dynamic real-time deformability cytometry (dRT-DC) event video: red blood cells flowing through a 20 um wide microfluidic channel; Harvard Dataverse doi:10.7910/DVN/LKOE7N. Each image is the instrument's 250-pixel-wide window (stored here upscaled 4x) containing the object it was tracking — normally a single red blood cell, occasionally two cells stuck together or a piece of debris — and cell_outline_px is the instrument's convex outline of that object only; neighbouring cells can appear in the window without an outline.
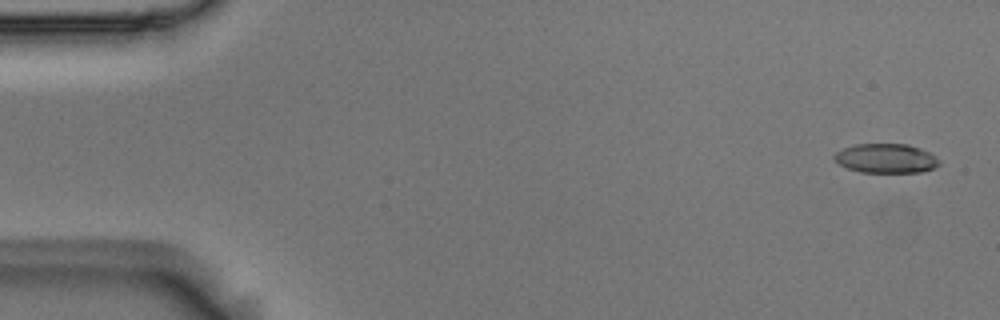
{"species": "Egyptian fruit bat (a non-hibernating species)", "species_latin": "Rousettus aegyptiacus", "temperature_condition": "room temperature", "stored_images_in_passage": 38, "camera_frame_rate_fps": 3000, "um_per_image_px": 0.085, "animal": {"sex": "male"}, "frame": {"image": 1, "passage_image": 1, "time_ms": 0.0, "image_size_px": [1000, 320], "cell_outline_px": [[940, 164], [932, 168], [920, 172], [860, 172], [848, 168], [840, 164], [832, 156], [836, 152], [844, 148], [856, 144], [908, 144], [920, 148], [928, 152], [940, 160]], "centroid_in_image_um": [75.31, 13.46], "position_along_channel_um": 9.7, "area_um2": 17.74}}
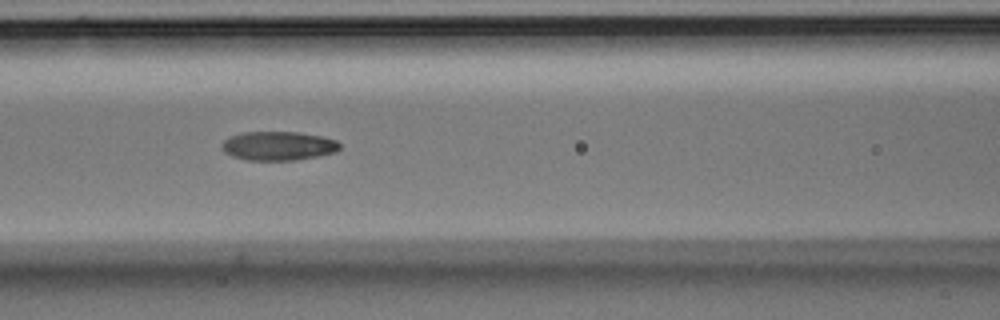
{"frame": {"image": 2, "passage_image": 22, "time_ms": 7.0, "image_size_px": [1000, 320], "cell_outline_px": [[340, 148], [336, 152], [320, 156], [296, 160], [248, 160], [232, 156], [224, 152], [224, 140], [228, 136], [244, 132], [296, 132], [320, 136], [336, 140], [340, 144]], "centroid_in_image_um": [23.68, 12.4], "position_along_channel_um": 142.9, "area_um2": 19.83}}
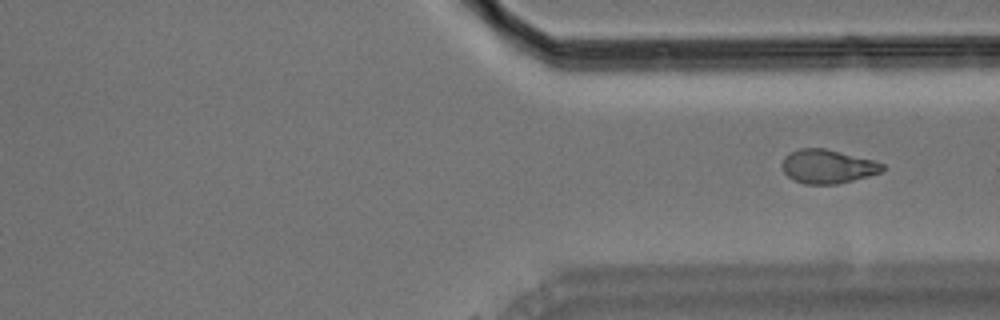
{"frame": {"image": 3, "passage_image": 38, "time_ms": 12.333, "image_size_px": [1000, 320], "cell_outline_px": [[884, 168], [880, 172], [868, 176], [836, 184], [804, 184], [792, 180], [784, 172], [780, 164], [784, 156], [800, 148], [824, 148], [872, 160], [884, 164]], "centroid_in_image_um": [70.29, 14.15], "position_along_channel_um": 341.1, "area_um2": 19.65}}